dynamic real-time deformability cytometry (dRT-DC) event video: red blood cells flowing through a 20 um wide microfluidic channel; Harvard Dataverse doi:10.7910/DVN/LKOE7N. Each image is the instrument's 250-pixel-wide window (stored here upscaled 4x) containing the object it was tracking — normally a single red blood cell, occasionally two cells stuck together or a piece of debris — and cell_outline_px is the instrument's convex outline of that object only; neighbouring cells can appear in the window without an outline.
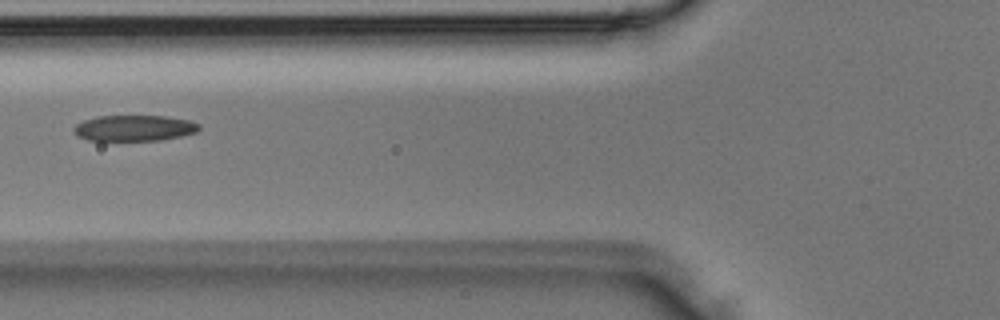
{"species": "Egyptian fruit bat (a non-hibernating species)", "species_latin": "Rousettus aegyptiacus", "temperature_condition": "room temperature", "stored_images_in_passage": 2, "camera_frame_rate_fps": 3000, "um_per_image_px": 0.085, "animal": {"sex": "male"}, "frame": {"image": 1, "passage_image": 2, "time_ms": 0.333, "image_size_px": [1000, 320], "cell_outline_px": [[200, 128], [196, 132], [180, 136], [160, 140], [88, 140], [76, 136], [72, 132], [72, 128], [76, 124], [84, 120], [96, 116], [164, 116], [188, 120], [200, 124]], "centroid_in_image_um": [11.36, 10.88], "position_along_channel_um": 114.4, "area_um2": 18.9}}